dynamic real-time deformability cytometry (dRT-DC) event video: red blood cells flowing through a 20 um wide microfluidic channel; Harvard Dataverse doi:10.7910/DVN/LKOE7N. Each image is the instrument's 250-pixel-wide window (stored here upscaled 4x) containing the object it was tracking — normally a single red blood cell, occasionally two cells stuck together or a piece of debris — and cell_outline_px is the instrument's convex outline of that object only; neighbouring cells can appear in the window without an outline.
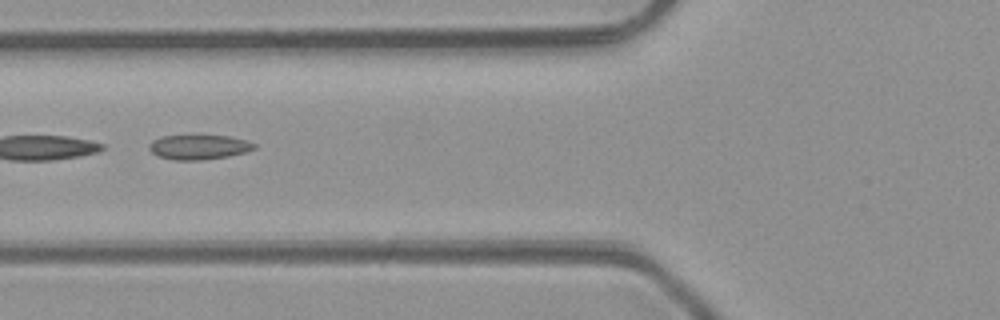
{"species": "common noctule bat (a hibernating species)", "species_latin": "Nyctalus noctula", "temperature_condition": "room temperature", "stored_images_in_passage": 8, "segment_of_instrument_passage": [2, 2], "camera_frame_rate_fps": 3000, "um_per_image_px": 0.085, "animal": {"sex": "male", "body_mass_g": 23.1, "forearm_length_mm": 52.7}, "frame": {"image": 1, "passage_image": 6, "time_ms": 6.0, "image_size_px": [1000, 320], "cell_outline_px": [[256, 148], [244, 152], [228, 156], [200, 160], [172, 160], [156, 156], [148, 148], [148, 144], [152, 140], [164, 136], [228, 136], [244, 140], [256, 144]], "centroid_in_image_um": [16.85, 12.51], "position_along_channel_um": 109.0, "area_um2": 14.97}}
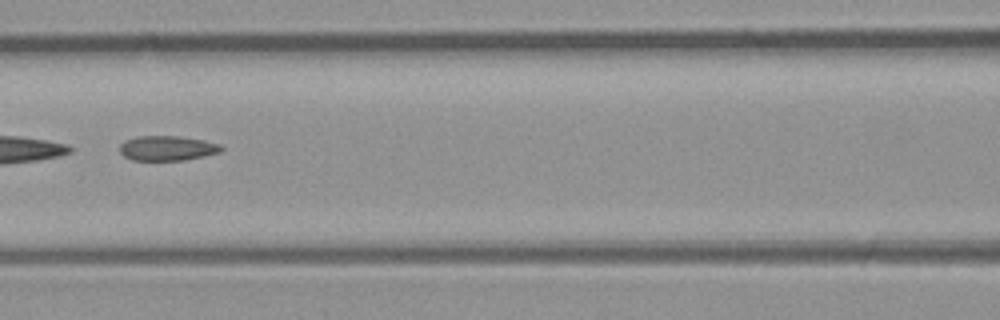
{"frame": {"image": 2, "passage_image": 7, "time_ms": 7.0, "image_size_px": [1000, 320], "cell_outline_px": [[224, 148], [220, 152], [204, 156], [184, 160], [132, 160], [124, 156], [120, 152], [120, 144], [124, 140], [136, 136], [180, 136], [204, 140], [220, 144]], "centroid_in_image_um": [14.21, 12.59], "position_along_channel_um": 152.4, "area_um2": 14.8}}
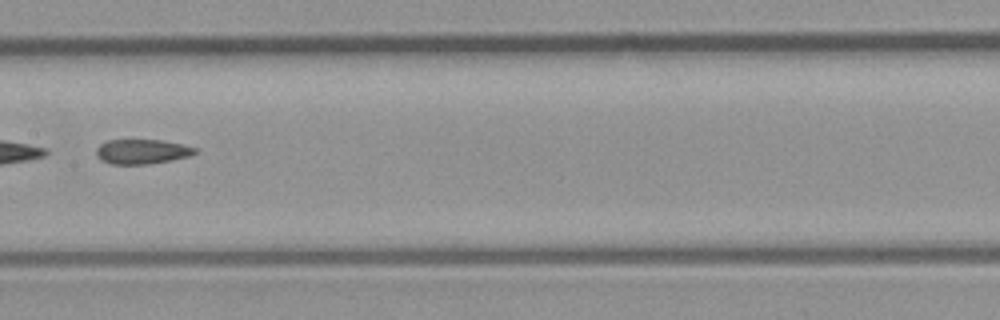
{"frame": {"image": 3, "passage_image": 8, "time_ms": 8.0, "image_size_px": [1000, 320], "cell_outline_px": [[196, 152], [188, 156], [148, 164], [112, 164], [96, 156], [96, 148], [100, 144], [108, 140], [160, 140], [180, 144], [196, 148]], "centroid_in_image_um": [12.02, 12.88], "position_along_channel_um": 195.4, "area_um2": 13.87}}